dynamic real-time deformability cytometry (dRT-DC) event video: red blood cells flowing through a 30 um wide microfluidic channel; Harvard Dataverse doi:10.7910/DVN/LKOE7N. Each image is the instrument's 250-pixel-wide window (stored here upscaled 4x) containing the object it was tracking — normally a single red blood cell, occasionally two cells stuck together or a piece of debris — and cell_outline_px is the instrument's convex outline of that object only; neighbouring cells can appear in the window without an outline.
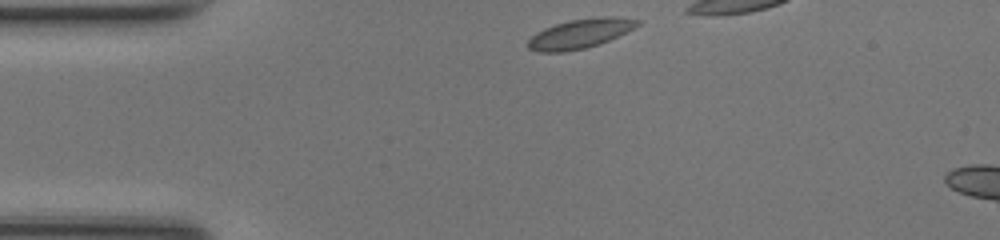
{"species": "common noctule bat (a hibernating species)", "species_latin": "Nyctalus noctula", "temperature_condition": "room temperature", "stored_images_in_passage": 15, "camera_frame_rate_fps": 3000, "um_per_image_px": 0.085, "animal": {"sex": "female", "body_mass_g": 17.0, "forearm_length_mm": 48.0}, "frame": {"image": 1, "passage_image": 1, "time_ms": 0.0, "image_size_px": [1000, 240], "cell_outline_px": [[644, 20], [640, 24], [600, 44], [584, 48], [564, 52], [536, 52], [528, 48], [528, 40], [536, 32], [544, 28], [568, 20], [600, 16], [612, 16]], "centroid_in_image_um": [49.29, 2.85], "position_along_channel_um": 35.7, "area_um2": 18.73}}
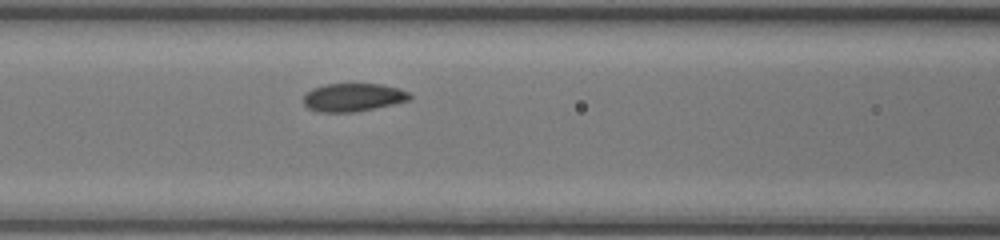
{"frame": {"image": 2, "passage_image": 11, "time_ms": 3.333, "image_size_px": [1000, 240], "cell_outline_px": [[412, 96], [408, 100], [392, 104], [352, 112], [320, 112], [308, 108], [304, 104], [304, 96], [312, 88], [324, 84], [380, 84], [400, 88], [408, 92]], "centroid_in_image_um": [30.0, 8.26], "position_along_channel_um": 136.6, "area_um2": 17.22}}
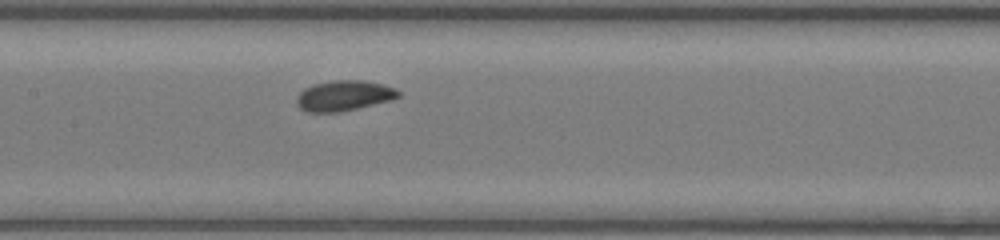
{"frame": {"image": 3, "passage_image": 14, "time_ms": 4.333, "image_size_px": [1000, 240], "cell_outline_px": [[400, 96], [392, 100], [340, 112], [308, 112], [300, 108], [296, 104], [296, 96], [304, 88], [312, 84], [332, 80], [364, 80], [384, 84], [396, 88], [400, 92]], "centroid_in_image_um": [29.23, 8.12], "position_along_channel_um": 178.2, "area_um2": 18.26}}